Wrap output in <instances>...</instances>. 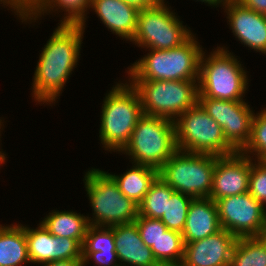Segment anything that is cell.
<instances>
[{"mask_svg":"<svg viewBox=\"0 0 266 266\" xmlns=\"http://www.w3.org/2000/svg\"><path fill=\"white\" fill-rule=\"evenodd\" d=\"M173 192L174 190L158 176L138 204V215L161 219L166 211L167 201L170 200Z\"/></svg>","mask_w":266,"mask_h":266,"instance_id":"d4e9b609","label":"cell"},{"mask_svg":"<svg viewBox=\"0 0 266 266\" xmlns=\"http://www.w3.org/2000/svg\"><path fill=\"white\" fill-rule=\"evenodd\" d=\"M92 8L102 23L111 32L132 42L137 30L139 10L122 0H91Z\"/></svg>","mask_w":266,"mask_h":266,"instance_id":"e0dca14e","label":"cell"},{"mask_svg":"<svg viewBox=\"0 0 266 266\" xmlns=\"http://www.w3.org/2000/svg\"><path fill=\"white\" fill-rule=\"evenodd\" d=\"M251 157V171L248 192L263 206L266 205V161H253Z\"/></svg>","mask_w":266,"mask_h":266,"instance_id":"f546056e","label":"cell"},{"mask_svg":"<svg viewBox=\"0 0 266 266\" xmlns=\"http://www.w3.org/2000/svg\"><path fill=\"white\" fill-rule=\"evenodd\" d=\"M217 206L211 198H195L191 201L182 236L184 243L204 239L220 231Z\"/></svg>","mask_w":266,"mask_h":266,"instance_id":"ffe728a7","label":"cell"},{"mask_svg":"<svg viewBox=\"0 0 266 266\" xmlns=\"http://www.w3.org/2000/svg\"><path fill=\"white\" fill-rule=\"evenodd\" d=\"M122 1L126 2L130 6L135 7L139 11L148 8L154 4L151 0H122Z\"/></svg>","mask_w":266,"mask_h":266,"instance_id":"d590c367","label":"cell"},{"mask_svg":"<svg viewBox=\"0 0 266 266\" xmlns=\"http://www.w3.org/2000/svg\"><path fill=\"white\" fill-rule=\"evenodd\" d=\"M250 171L251 157L241 152L223 157L216 156L209 198L216 201L248 192Z\"/></svg>","mask_w":266,"mask_h":266,"instance_id":"5bb4252c","label":"cell"},{"mask_svg":"<svg viewBox=\"0 0 266 266\" xmlns=\"http://www.w3.org/2000/svg\"><path fill=\"white\" fill-rule=\"evenodd\" d=\"M197 1H201V2H204V3H207L208 4V6L210 5V6H217V7H219V5L220 6H224L228 1H230V0H197Z\"/></svg>","mask_w":266,"mask_h":266,"instance_id":"8d00e7d4","label":"cell"},{"mask_svg":"<svg viewBox=\"0 0 266 266\" xmlns=\"http://www.w3.org/2000/svg\"><path fill=\"white\" fill-rule=\"evenodd\" d=\"M222 229L237 238L266 236V206L249 192L215 201Z\"/></svg>","mask_w":266,"mask_h":266,"instance_id":"8fae6325","label":"cell"},{"mask_svg":"<svg viewBox=\"0 0 266 266\" xmlns=\"http://www.w3.org/2000/svg\"><path fill=\"white\" fill-rule=\"evenodd\" d=\"M83 181L93 211V218L87 216L89 225L111 227L134 223L138 204L119 190L108 172L92 168Z\"/></svg>","mask_w":266,"mask_h":266,"instance_id":"5b68a950","label":"cell"},{"mask_svg":"<svg viewBox=\"0 0 266 266\" xmlns=\"http://www.w3.org/2000/svg\"><path fill=\"white\" fill-rule=\"evenodd\" d=\"M42 265L43 266H83V260L82 259L58 260L41 264V266Z\"/></svg>","mask_w":266,"mask_h":266,"instance_id":"836d02e7","label":"cell"},{"mask_svg":"<svg viewBox=\"0 0 266 266\" xmlns=\"http://www.w3.org/2000/svg\"><path fill=\"white\" fill-rule=\"evenodd\" d=\"M237 59L222 46L207 56L203 51L199 61L198 97L244 101L248 75Z\"/></svg>","mask_w":266,"mask_h":266,"instance_id":"277c9868","label":"cell"},{"mask_svg":"<svg viewBox=\"0 0 266 266\" xmlns=\"http://www.w3.org/2000/svg\"><path fill=\"white\" fill-rule=\"evenodd\" d=\"M177 150L175 123L163 117L144 114L121 152L129 156L132 164L159 170Z\"/></svg>","mask_w":266,"mask_h":266,"instance_id":"8992f818","label":"cell"},{"mask_svg":"<svg viewBox=\"0 0 266 266\" xmlns=\"http://www.w3.org/2000/svg\"><path fill=\"white\" fill-rule=\"evenodd\" d=\"M95 261L98 266H120L116 251H97L82 252L83 266H86L89 260Z\"/></svg>","mask_w":266,"mask_h":266,"instance_id":"1f68e13d","label":"cell"},{"mask_svg":"<svg viewBox=\"0 0 266 266\" xmlns=\"http://www.w3.org/2000/svg\"><path fill=\"white\" fill-rule=\"evenodd\" d=\"M237 237L225 229L204 239L185 243L182 266H230Z\"/></svg>","mask_w":266,"mask_h":266,"instance_id":"9a60e30c","label":"cell"},{"mask_svg":"<svg viewBox=\"0 0 266 266\" xmlns=\"http://www.w3.org/2000/svg\"><path fill=\"white\" fill-rule=\"evenodd\" d=\"M198 103L222 128L227 143L241 152L251 136V123L254 116L250 105L245 101H230L198 97Z\"/></svg>","mask_w":266,"mask_h":266,"instance_id":"7c38bea8","label":"cell"},{"mask_svg":"<svg viewBox=\"0 0 266 266\" xmlns=\"http://www.w3.org/2000/svg\"><path fill=\"white\" fill-rule=\"evenodd\" d=\"M134 223L139 230L142 241L149 248L152 245H156L161 235L168 230L160 219H152L138 215Z\"/></svg>","mask_w":266,"mask_h":266,"instance_id":"4dcf8cb0","label":"cell"},{"mask_svg":"<svg viewBox=\"0 0 266 266\" xmlns=\"http://www.w3.org/2000/svg\"><path fill=\"white\" fill-rule=\"evenodd\" d=\"M28 256L33 264L82 259V243L72 238L52 235L41 223L36 229L24 225Z\"/></svg>","mask_w":266,"mask_h":266,"instance_id":"4fadbf2b","label":"cell"},{"mask_svg":"<svg viewBox=\"0 0 266 266\" xmlns=\"http://www.w3.org/2000/svg\"><path fill=\"white\" fill-rule=\"evenodd\" d=\"M174 123L178 150L217 157L236 153L227 143L221 126L199 103L185 111Z\"/></svg>","mask_w":266,"mask_h":266,"instance_id":"ba28073f","label":"cell"},{"mask_svg":"<svg viewBox=\"0 0 266 266\" xmlns=\"http://www.w3.org/2000/svg\"><path fill=\"white\" fill-rule=\"evenodd\" d=\"M149 53L128 67V80H198L202 46L192 35L181 46Z\"/></svg>","mask_w":266,"mask_h":266,"instance_id":"3957f363","label":"cell"},{"mask_svg":"<svg viewBox=\"0 0 266 266\" xmlns=\"http://www.w3.org/2000/svg\"><path fill=\"white\" fill-rule=\"evenodd\" d=\"M84 32L79 24L60 23L55 28L41 51L34 72L32 97L37 103L51 106L62 93L78 64Z\"/></svg>","mask_w":266,"mask_h":266,"instance_id":"6da1fadb","label":"cell"},{"mask_svg":"<svg viewBox=\"0 0 266 266\" xmlns=\"http://www.w3.org/2000/svg\"><path fill=\"white\" fill-rule=\"evenodd\" d=\"M101 111L99 137L104 150L118 151L127 145L144 115L141 99L131 83H117L106 94Z\"/></svg>","mask_w":266,"mask_h":266,"instance_id":"7a4b0ae2","label":"cell"},{"mask_svg":"<svg viewBox=\"0 0 266 266\" xmlns=\"http://www.w3.org/2000/svg\"><path fill=\"white\" fill-rule=\"evenodd\" d=\"M216 156L177 150L159 169L174 191L192 198H209L212 190Z\"/></svg>","mask_w":266,"mask_h":266,"instance_id":"9c48e42d","label":"cell"},{"mask_svg":"<svg viewBox=\"0 0 266 266\" xmlns=\"http://www.w3.org/2000/svg\"><path fill=\"white\" fill-rule=\"evenodd\" d=\"M52 235L79 240L82 244L89 226L87 216L74 211L52 210L40 222Z\"/></svg>","mask_w":266,"mask_h":266,"instance_id":"603a6c76","label":"cell"},{"mask_svg":"<svg viewBox=\"0 0 266 266\" xmlns=\"http://www.w3.org/2000/svg\"><path fill=\"white\" fill-rule=\"evenodd\" d=\"M153 3H165V0H151Z\"/></svg>","mask_w":266,"mask_h":266,"instance_id":"f35d334b","label":"cell"},{"mask_svg":"<svg viewBox=\"0 0 266 266\" xmlns=\"http://www.w3.org/2000/svg\"><path fill=\"white\" fill-rule=\"evenodd\" d=\"M2 126H4V125H3V122H2V120H1V118H0V129L2 128ZM0 132H1V130H0ZM0 134H1V133H0ZM6 158H7V157H6L5 152L0 151V165L5 163V159H6Z\"/></svg>","mask_w":266,"mask_h":266,"instance_id":"74e56055","label":"cell"},{"mask_svg":"<svg viewBox=\"0 0 266 266\" xmlns=\"http://www.w3.org/2000/svg\"><path fill=\"white\" fill-rule=\"evenodd\" d=\"M194 198L186 194L174 191L167 201L166 211L160 219L167 229L182 233L188 209Z\"/></svg>","mask_w":266,"mask_h":266,"instance_id":"4316f807","label":"cell"},{"mask_svg":"<svg viewBox=\"0 0 266 266\" xmlns=\"http://www.w3.org/2000/svg\"><path fill=\"white\" fill-rule=\"evenodd\" d=\"M241 153L249 157L255 155L254 161H266V108L254 113L250 140Z\"/></svg>","mask_w":266,"mask_h":266,"instance_id":"83f0119b","label":"cell"},{"mask_svg":"<svg viewBox=\"0 0 266 266\" xmlns=\"http://www.w3.org/2000/svg\"><path fill=\"white\" fill-rule=\"evenodd\" d=\"M91 0H22V10L18 16L22 22L32 23L50 12H65L60 23L79 24L85 30L86 15ZM58 9H62L61 11ZM35 20V21H34Z\"/></svg>","mask_w":266,"mask_h":266,"instance_id":"ac0fdd59","label":"cell"},{"mask_svg":"<svg viewBox=\"0 0 266 266\" xmlns=\"http://www.w3.org/2000/svg\"><path fill=\"white\" fill-rule=\"evenodd\" d=\"M262 53L266 55V48L264 49V51Z\"/></svg>","mask_w":266,"mask_h":266,"instance_id":"60d3db41","label":"cell"},{"mask_svg":"<svg viewBox=\"0 0 266 266\" xmlns=\"http://www.w3.org/2000/svg\"><path fill=\"white\" fill-rule=\"evenodd\" d=\"M150 249L159 265L182 264L185 243L180 232L168 229Z\"/></svg>","mask_w":266,"mask_h":266,"instance_id":"484cf974","label":"cell"},{"mask_svg":"<svg viewBox=\"0 0 266 266\" xmlns=\"http://www.w3.org/2000/svg\"><path fill=\"white\" fill-rule=\"evenodd\" d=\"M31 263L23 224L0 225V266Z\"/></svg>","mask_w":266,"mask_h":266,"instance_id":"44dd1931","label":"cell"},{"mask_svg":"<svg viewBox=\"0 0 266 266\" xmlns=\"http://www.w3.org/2000/svg\"><path fill=\"white\" fill-rule=\"evenodd\" d=\"M108 174L126 197L139 204L149 191L151 184L159 176V170L147 165L134 164L121 175Z\"/></svg>","mask_w":266,"mask_h":266,"instance_id":"7402d4cb","label":"cell"},{"mask_svg":"<svg viewBox=\"0 0 266 266\" xmlns=\"http://www.w3.org/2000/svg\"><path fill=\"white\" fill-rule=\"evenodd\" d=\"M97 251H116L113 226H88L82 252Z\"/></svg>","mask_w":266,"mask_h":266,"instance_id":"f1b7e54d","label":"cell"},{"mask_svg":"<svg viewBox=\"0 0 266 266\" xmlns=\"http://www.w3.org/2000/svg\"><path fill=\"white\" fill-rule=\"evenodd\" d=\"M4 7L11 8V11L17 15V17L20 15L22 10V0H0V4H2ZM6 5V6H5Z\"/></svg>","mask_w":266,"mask_h":266,"instance_id":"e575fe53","label":"cell"},{"mask_svg":"<svg viewBox=\"0 0 266 266\" xmlns=\"http://www.w3.org/2000/svg\"><path fill=\"white\" fill-rule=\"evenodd\" d=\"M137 90L143 113L173 122L198 103V80H129ZM197 82V83H196Z\"/></svg>","mask_w":266,"mask_h":266,"instance_id":"52a82bcc","label":"cell"},{"mask_svg":"<svg viewBox=\"0 0 266 266\" xmlns=\"http://www.w3.org/2000/svg\"><path fill=\"white\" fill-rule=\"evenodd\" d=\"M229 27L244 46L263 52L266 48V16L240 5L235 0L224 6Z\"/></svg>","mask_w":266,"mask_h":266,"instance_id":"2e32d148","label":"cell"},{"mask_svg":"<svg viewBox=\"0 0 266 266\" xmlns=\"http://www.w3.org/2000/svg\"><path fill=\"white\" fill-rule=\"evenodd\" d=\"M166 3H154L137 16L132 43L139 48L168 50L185 43L193 34Z\"/></svg>","mask_w":266,"mask_h":266,"instance_id":"30bf717a","label":"cell"},{"mask_svg":"<svg viewBox=\"0 0 266 266\" xmlns=\"http://www.w3.org/2000/svg\"><path fill=\"white\" fill-rule=\"evenodd\" d=\"M159 266H182V264H167V265H159Z\"/></svg>","mask_w":266,"mask_h":266,"instance_id":"ab89813d","label":"cell"},{"mask_svg":"<svg viewBox=\"0 0 266 266\" xmlns=\"http://www.w3.org/2000/svg\"><path fill=\"white\" fill-rule=\"evenodd\" d=\"M113 234L120 266H159L135 223L114 225Z\"/></svg>","mask_w":266,"mask_h":266,"instance_id":"d6986e66","label":"cell"},{"mask_svg":"<svg viewBox=\"0 0 266 266\" xmlns=\"http://www.w3.org/2000/svg\"><path fill=\"white\" fill-rule=\"evenodd\" d=\"M230 266H266V236L238 238Z\"/></svg>","mask_w":266,"mask_h":266,"instance_id":"cb8c5ba5","label":"cell"},{"mask_svg":"<svg viewBox=\"0 0 266 266\" xmlns=\"http://www.w3.org/2000/svg\"><path fill=\"white\" fill-rule=\"evenodd\" d=\"M240 5L266 16V0H235Z\"/></svg>","mask_w":266,"mask_h":266,"instance_id":"d6a6232c","label":"cell"}]
</instances>
